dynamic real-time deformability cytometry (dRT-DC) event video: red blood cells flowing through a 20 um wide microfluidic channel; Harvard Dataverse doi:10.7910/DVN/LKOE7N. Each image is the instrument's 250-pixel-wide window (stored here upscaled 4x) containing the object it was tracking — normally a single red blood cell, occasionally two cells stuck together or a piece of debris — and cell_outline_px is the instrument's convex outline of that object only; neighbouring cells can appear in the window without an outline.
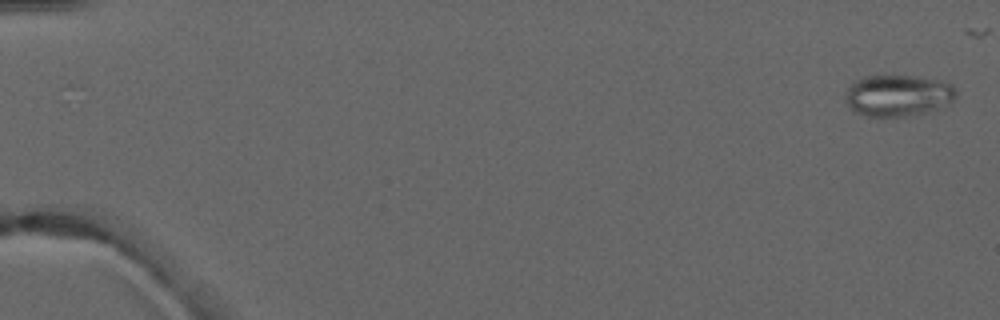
{"species": "common noctule bat (a hibernating species)", "species_latin": "Nyctalus noctula", "temperature_condition": "warm", "stored_images_in_passage": 5, "camera_frame_rate_fps": 3000, "um_per_image_px": 0.085, "animal": {"sex": "male", "forearm_length_mm": 52.5}, "frame": {"image": 1, "passage_image": 1, "time_ms": 0.0, "image_size_px": [1000, 320], "cell_outline_px": [[956, 100], [936, 112], [908, 116], [868, 116], [856, 112], [848, 104], [844, 96], [848, 88], [856, 80], [864, 76], [912, 76], [944, 80], [952, 84], [956, 88]], "centroid_in_image_um": [76.43, 8.13], "position_along_channel_um": 8.6, "area_um2": 27.28}}